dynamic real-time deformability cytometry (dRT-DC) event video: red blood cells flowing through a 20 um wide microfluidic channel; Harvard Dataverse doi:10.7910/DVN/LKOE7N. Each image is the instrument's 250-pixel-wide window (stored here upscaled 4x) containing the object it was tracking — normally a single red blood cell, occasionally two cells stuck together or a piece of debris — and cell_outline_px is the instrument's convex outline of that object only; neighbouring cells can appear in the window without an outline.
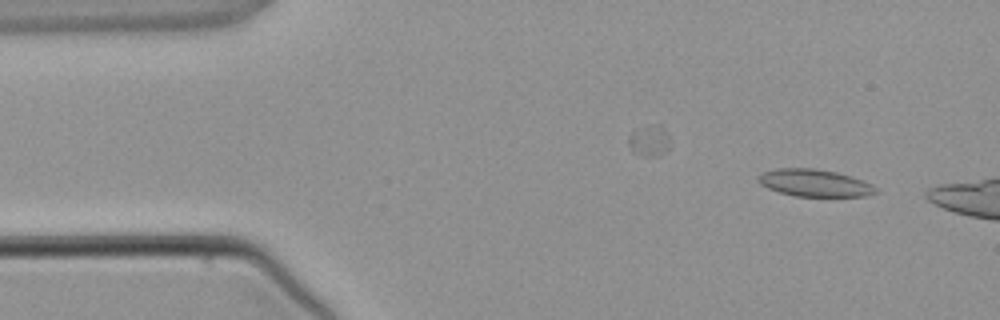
{"species": "common noctule bat (a hibernating species)", "species_latin": "Nyctalus noctula", "temperature_condition": "warm", "stored_images_in_passage": 3, "camera_frame_rate_fps": 3000, "um_per_image_px": 0.085, "animal": {"sex": "male", "body_mass_g": 21.5, "forearm_length_mm": 52.0}, "frame": {"image": 1, "passage_image": 1, "time_ms": 0.0, "image_size_px": [1000, 320], "cell_outline_px": [[880, 192], [864, 196], [796, 196], [780, 192], [768, 188], [760, 184], [756, 176], [764, 172], [776, 168], [816, 168], [836, 172], [872, 184]], "centroid_in_image_um": [69.22, 15.55], "position_along_channel_um": 15.8, "area_um2": 18.5}}